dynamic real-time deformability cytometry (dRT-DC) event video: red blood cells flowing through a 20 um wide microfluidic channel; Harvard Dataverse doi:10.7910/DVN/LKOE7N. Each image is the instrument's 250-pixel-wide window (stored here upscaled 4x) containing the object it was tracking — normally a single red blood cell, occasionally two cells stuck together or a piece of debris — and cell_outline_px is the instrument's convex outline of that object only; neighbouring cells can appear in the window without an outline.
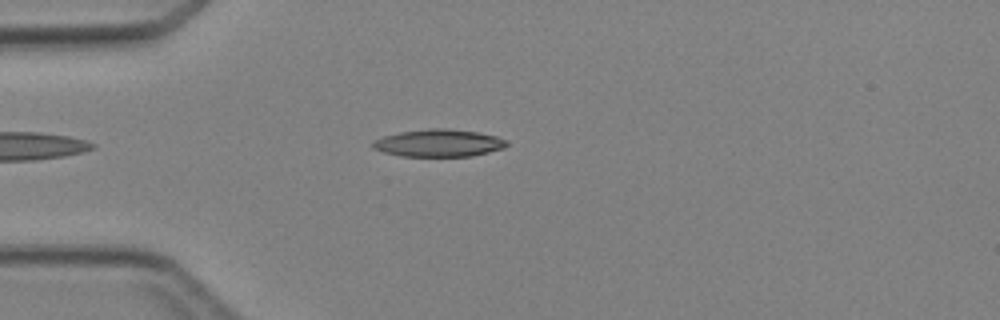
{"species": "Egyptian fruit bat (a non-hibernating species)", "species_latin": "Rousettus aegyptiacus", "temperature_condition": "cold", "stored_images_in_passage": 5, "camera_frame_rate_fps": 3000, "um_per_image_px": 0.085, "animal": {"sex": "female"}, "frame": {"image": 1, "passage_image": 4, "time_ms": 3.667, "image_size_px": [1000, 320], "cell_outline_px": [[508, 144], [504, 148], [472, 156], [400, 156], [384, 152], [372, 148], [372, 144], [376, 140], [384, 136], [400, 132], [428, 128], [444, 128], [476, 132], [496, 136], [504, 140]], "centroid_in_image_um": [37.28, 12.16], "position_along_channel_um": 47.7, "area_um2": 21.15}}